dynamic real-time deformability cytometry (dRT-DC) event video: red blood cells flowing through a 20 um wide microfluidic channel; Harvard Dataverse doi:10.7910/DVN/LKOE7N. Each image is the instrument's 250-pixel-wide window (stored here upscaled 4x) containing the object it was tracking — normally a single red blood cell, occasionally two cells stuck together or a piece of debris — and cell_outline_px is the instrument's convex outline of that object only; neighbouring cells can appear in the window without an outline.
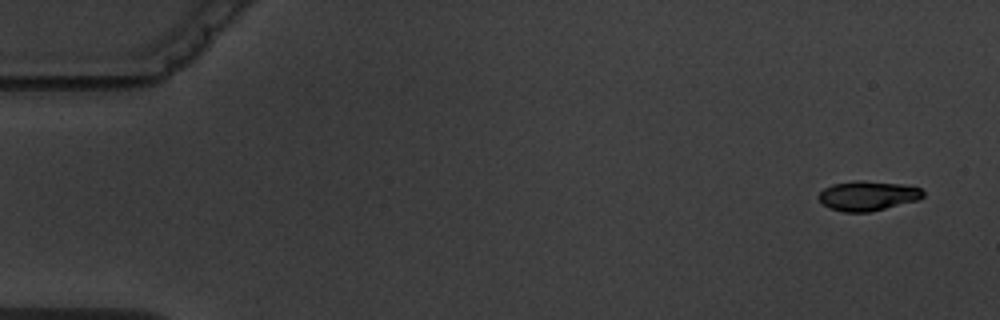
{"species": "common noctule bat (a hibernating species)", "species_latin": "Nyctalus noctula", "temperature_condition": "warm", "stored_images_in_passage": 5, "camera_frame_rate_fps": 3000, "um_per_image_px": 0.085, "animal": {"sex": "male", "body_mass_g": 19.5, "forearm_length_mm": 54.6}, "frame": {"image": 1, "passage_image": 1, "time_ms": 0.0, "image_size_px": [1000, 320], "cell_outline_px": [[924, 196], [920, 200], [868, 212], [844, 212], [828, 208], [816, 196], [824, 188], [832, 184], [856, 180], [860, 180], [904, 184], [920, 188], [924, 192]], "centroid_in_image_um": [73.76, 16.64], "position_along_channel_um": 11.2, "area_um2": 18.21}}
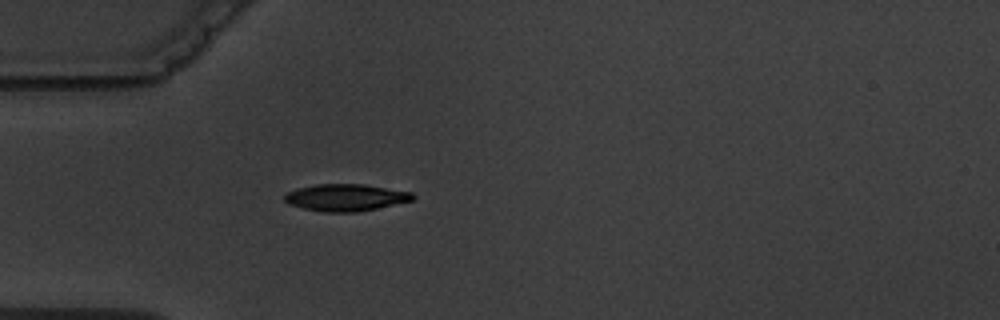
{"frame": {"image": 2, "passage_image": 5, "time_ms": 4.667, "image_size_px": [1000, 320], "cell_outline_px": [[416, 196], [412, 200], [376, 208], [356, 212], [324, 212], [304, 208], [288, 204], [284, 200], [284, 196], [288, 192], [296, 188], [316, 184], [364, 184], [412, 192]], "centroid_in_image_um": [29.36, 16.78], "position_along_channel_um": 55.6, "area_um2": 20.06}}